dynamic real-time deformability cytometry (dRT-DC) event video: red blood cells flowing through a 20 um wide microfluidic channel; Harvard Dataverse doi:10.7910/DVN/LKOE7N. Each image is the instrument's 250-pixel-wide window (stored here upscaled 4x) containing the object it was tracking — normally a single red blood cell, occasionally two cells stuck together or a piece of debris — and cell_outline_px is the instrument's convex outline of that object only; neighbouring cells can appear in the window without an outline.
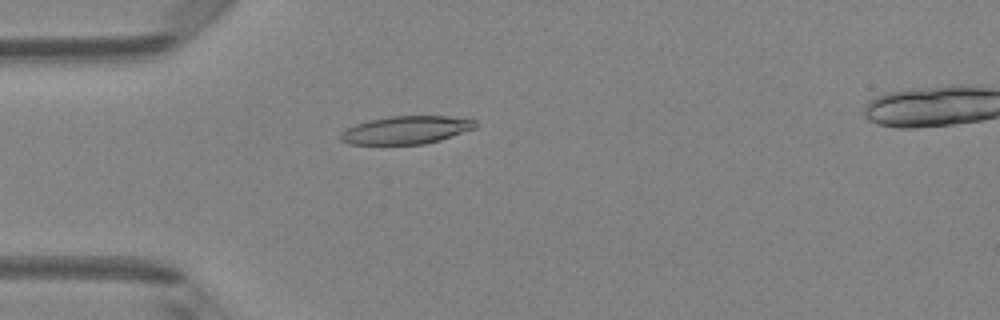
{"species": "Egyptian fruit bat (a non-hibernating species)", "species_latin": "Rousettus aegyptiacus", "temperature_condition": "room temperature", "stored_images_in_passage": 49, "camera_frame_rate_fps": 3000, "um_per_image_px": 0.085, "animal": {"sex": "female"}, "frame": {"image": 1, "passage_image": 14, "time_ms": 4.333, "image_size_px": [1000, 320], "cell_outline_px": [[476, 128], [440, 140], [424, 144], [348, 144], [340, 140], [340, 132], [356, 124], [368, 120], [392, 116], [448, 116], [476, 120]], "centroid_in_image_um": [34.52, 11.05], "position_along_channel_um": 50.5, "area_um2": 21.91}}
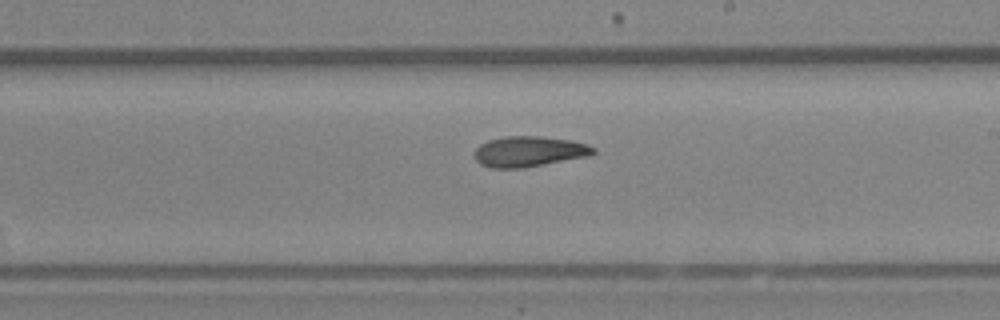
{"frame": {"image": 2, "passage_image": 29, "time_ms": 9.333, "image_size_px": [1000, 320], "cell_outline_px": [[596, 152], [592, 156], [524, 168], [492, 168], [480, 164], [476, 160], [476, 148], [480, 144], [488, 140], [504, 136], [540, 136], [568, 140], [584, 144], [596, 148]], "centroid_in_image_um": [44.99, 12.89], "position_along_channel_um": 244.0, "area_um2": 21.21}}
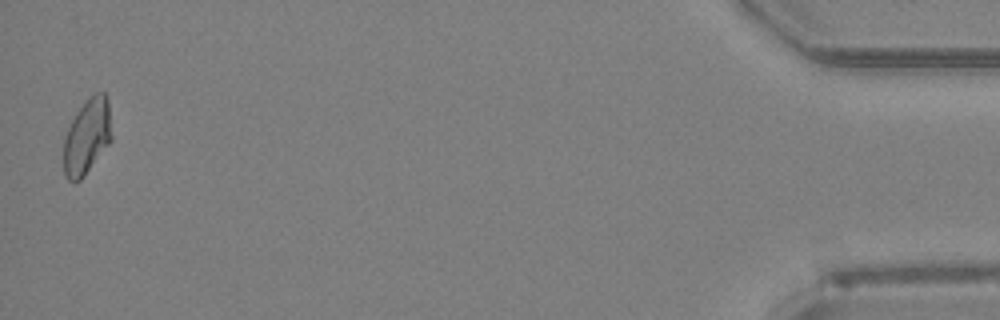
{"frame": {"image": 3, "passage_image": 49, "time_ms": 16.0, "image_size_px": [1000, 320], "cell_outline_px": [[112, 140], [84, 176], [80, 180], [68, 180], [64, 176], [64, 136], [76, 112], [96, 92], [104, 92], [108, 100], [112, 136]], "centroid_in_image_um": [7.4, 11.62], "position_along_channel_um": 427.8, "area_um2": 20.87}, "authors_computed_cell_mechanics": {"area_um2": 21.097, "velocity_mm_per_s": 4.1048, "shape_relaxation_time_tau1_ms": null, "shape_relaxation_time_tau2_ms": 6.1901, "deformation_change_tau1": null, "deformation_change_tau2": 0.139}}